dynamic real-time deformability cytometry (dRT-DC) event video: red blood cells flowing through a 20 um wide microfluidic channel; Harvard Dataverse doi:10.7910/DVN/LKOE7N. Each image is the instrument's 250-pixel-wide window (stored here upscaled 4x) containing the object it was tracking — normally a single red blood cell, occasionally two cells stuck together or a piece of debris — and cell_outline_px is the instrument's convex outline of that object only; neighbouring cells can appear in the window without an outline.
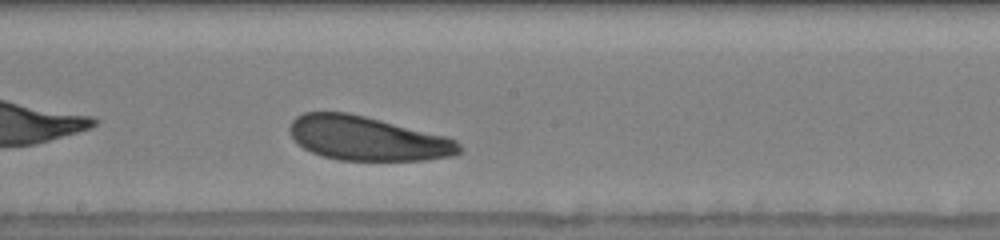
{"species": "human", "species_latin": "Homo sapiens", "temperature_condition": "warm", "stored_images_in_passage": 33, "camera_frame_rate_fps": 3000, "um_per_image_px": 0.085, "donor": {"sex": "male"}, "frame": {"image": 1, "passage_image": 15, "time_ms": 4.667, "image_size_px": [1000, 240], "cell_outline_px": [[464, 148], [460, 152], [452, 156], [424, 160], [340, 160], [324, 156], [312, 152], [304, 148], [292, 136], [288, 128], [292, 120], [296, 116], [304, 112], [348, 112], [448, 136], [456, 140]], "centroid_in_image_um": [31.26, 11.76], "position_along_channel_um": 216.9, "area_um2": 43.64}}